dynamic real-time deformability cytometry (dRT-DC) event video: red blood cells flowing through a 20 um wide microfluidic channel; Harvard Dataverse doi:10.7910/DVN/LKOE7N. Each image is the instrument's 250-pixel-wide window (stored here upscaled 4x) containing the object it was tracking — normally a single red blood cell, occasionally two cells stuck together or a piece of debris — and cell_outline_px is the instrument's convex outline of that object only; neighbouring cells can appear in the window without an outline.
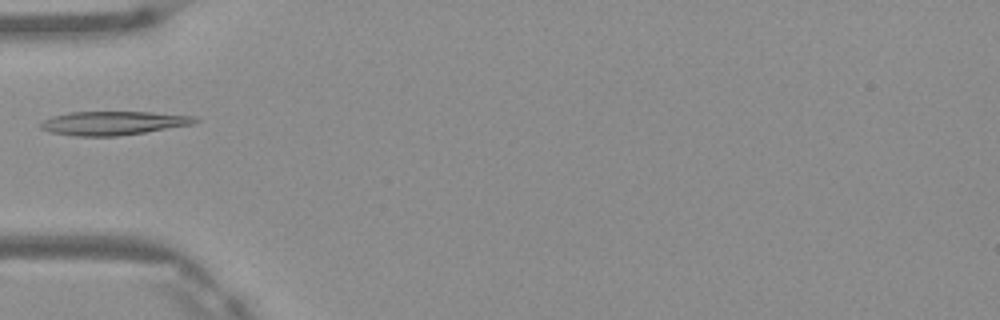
{"species": "Egyptian fruit bat (a non-hibernating species)", "species_latin": "Rousettus aegyptiacus", "temperature_condition": "warm", "stored_images_in_passage": 6, "camera_frame_rate_fps": 3000, "um_per_image_px": 0.085, "frame": {"image": 1, "passage_image": 5, "time_ms": 1.333, "image_size_px": [1000, 320], "cell_outline_px": [[200, 120], [192, 124], [144, 132], [116, 136], [76, 136], [52, 132], [40, 128], [40, 124], [44, 120], [52, 116], [68, 112], [152, 112], [196, 116]], "centroid_in_image_um": [9.63, 10.45], "position_along_channel_um": 75.4, "area_um2": 21.21}}
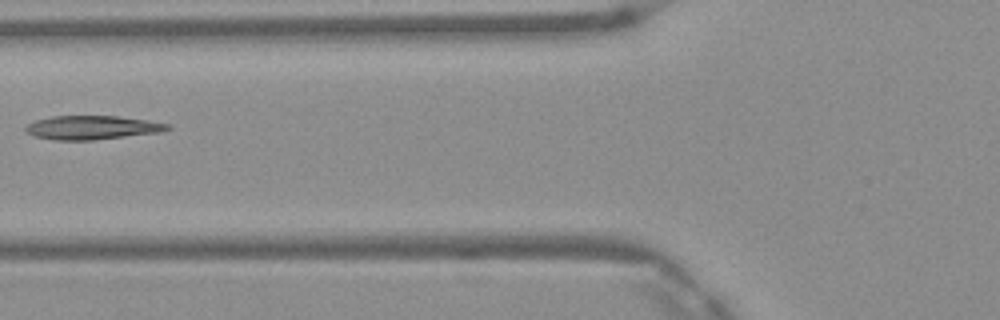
{"frame": {"image": 2, "passage_image": 6, "time_ms": 1.667, "image_size_px": [1000, 320], "cell_outline_px": [[172, 128], [160, 132], [92, 140], [56, 140], [36, 136], [28, 132], [24, 128], [28, 124], [36, 120], [52, 116], [116, 116], [148, 120], [172, 124]], "centroid_in_image_um": [7.88, 10.83], "position_along_channel_um": 117.9, "area_um2": 19.54}}